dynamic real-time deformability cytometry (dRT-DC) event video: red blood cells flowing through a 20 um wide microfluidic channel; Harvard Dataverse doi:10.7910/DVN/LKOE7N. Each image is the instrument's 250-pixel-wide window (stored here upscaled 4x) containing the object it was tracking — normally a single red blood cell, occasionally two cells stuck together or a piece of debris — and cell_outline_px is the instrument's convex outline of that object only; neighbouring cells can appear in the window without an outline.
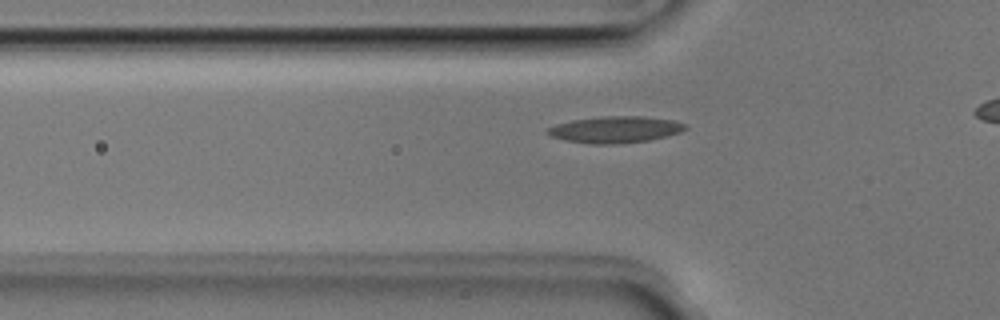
{"species": "Egyptian fruit bat (a non-hibernating species)", "species_latin": "Rousettus aegyptiacus", "temperature_condition": "room temperature", "stored_images_in_passage": 34, "camera_frame_rate_fps": 3000, "um_per_image_px": 0.085, "animal": {"sex": "male"}, "frame": {"image": 1, "passage_image": 9, "time_ms": 2.667, "image_size_px": [1000, 320], "cell_outline_px": [[688, 128], [680, 132], [668, 136], [648, 140], [616, 144], [592, 144], [564, 140], [552, 136], [544, 132], [544, 128], [556, 124], [572, 120], [600, 116], [640, 116], [672, 120], [688, 124]], "centroid_in_image_um": [52.27, 11.01], "position_along_channel_um": 73.5, "area_um2": 21.5}}
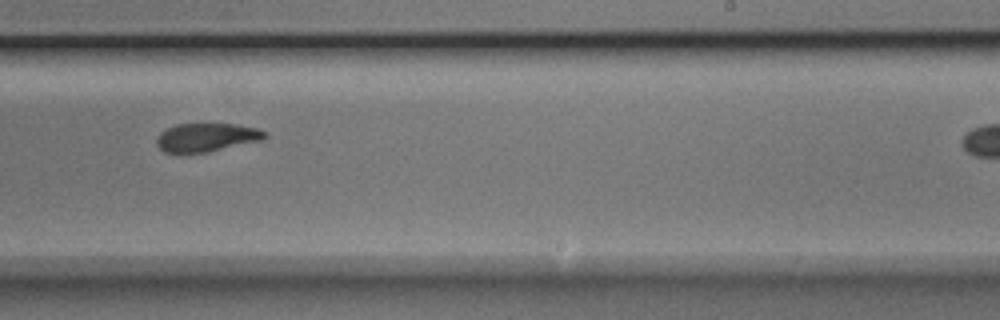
{"frame": {"image": 2, "passage_image": 24, "time_ms": 7.667, "image_size_px": [1000, 320], "cell_outline_px": [[268, 136], [264, 140], [208, 152], [164, 152], [156, 144], [156, 140], [160, 132], [176, 124], [236, 124], [256, 128], [268, 132]], "centroid_in_image_um": [17.61, 11.67], "position_along_channel_um": 271.4, "area_um2": 17.98}}
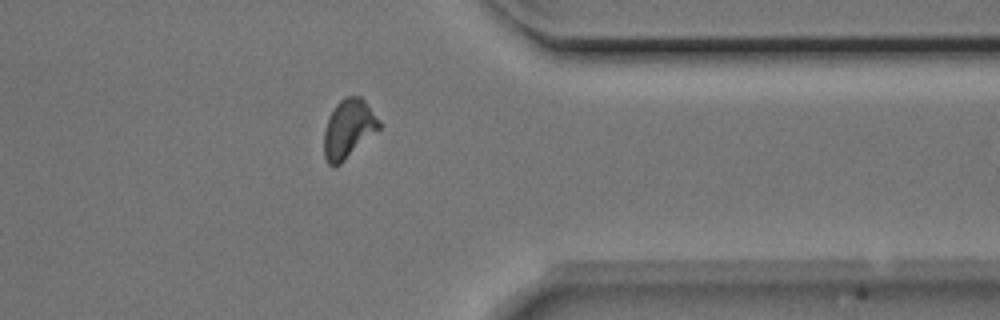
{"frame": {"image": 3, "passage_image": 33, "time_ms": 10.667, "image_size_px": [1000, 320], "cell_outline_px": [[380, 128], [340, 164], [328, 164], [324, 156], [324, 128], [328, 116], [336, 104], [344, 96], [360, 96], [364, 100], [380, 120]], "centroid_in_image_um": [29.6, 10.91], "position_along_channel_um": 381.8, "area_um2": 18.73}}